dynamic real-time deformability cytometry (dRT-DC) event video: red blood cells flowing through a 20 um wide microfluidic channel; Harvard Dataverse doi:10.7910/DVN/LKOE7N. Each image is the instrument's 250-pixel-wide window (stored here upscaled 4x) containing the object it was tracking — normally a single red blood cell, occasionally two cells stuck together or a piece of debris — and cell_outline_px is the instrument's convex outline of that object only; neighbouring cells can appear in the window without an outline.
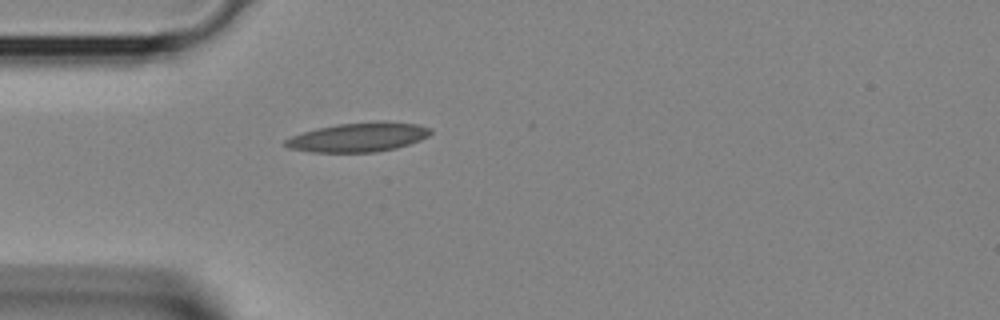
{"species": "Egyptian fruit bat (a non-hibernating species)", "species_latin": "Rousettus aegyptiacus", "temperature_condition": "room temperature", "stored_images_in_passage": 26, "camera_frame_rate_fps": 3000, "um_per_image_px": 0.085, "animal": {"sex": "female"}, "frame": {"image": 1, "passage_image": 1, "time_ms": 0.0, "image_size_px": [1000, 320], "cell_outline_px": [[432, 132], [428, 136], [420, 140], [396, 148], [376, 152], [312, 152], [288, 148], [284, 144], [284, 140], [292, 136], [316, 128], [336, 124], [376, 120], [416, 124], [432, 128]], "centroid_in_image_um": [30.47, 11.65], "position_along_channel_um": 54.5, "area_um2": 24.85}}
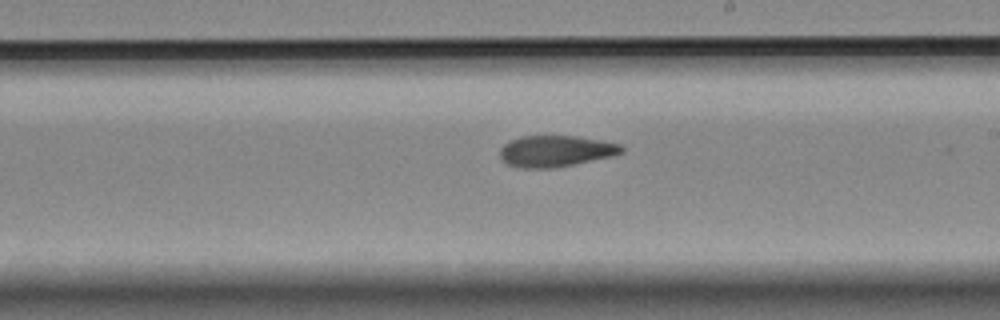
{"frame": {"image": 2, "passage_image": 12, "time_ms": 3.667, "image_size_px": [1000, 320], "cell_outline_px": [[624, 152], [612, 156], [552, 168], [520, 168], [508, 164], [500, 160], [500, 148], [504, 144], [512, 140], [524, 136], [576, 136], [600, 140], [620, 144], [624, 148]], "centroid_in_image_um": [47.22, 12.84], "position_along_channel_um": 241.8, "area_um2": 22.02}}
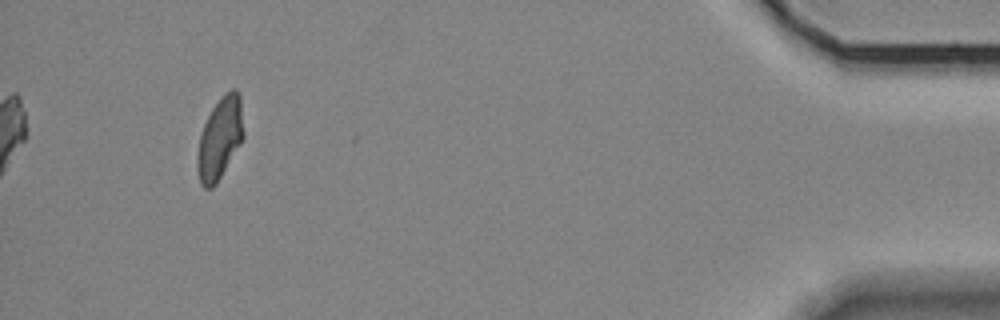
{"frame": {"image": 3, "passage_image": 26, "time_ms": 8.333, "image_size_px": [1000, 320], "cell_outline_px": [[244, 136], [240, 144], [216, 184], [212, 188], [204, 188], [200, 184], [196, 168], [196, 164], [200, 136], [204, 124], [212, 108], [232, 88], [236, 88], [240, 96], [244, 132]], "centroid_in_image_um": [18.68, 11.8], "position_along_channel_um": 416.5, "area_um2": 21.73}}